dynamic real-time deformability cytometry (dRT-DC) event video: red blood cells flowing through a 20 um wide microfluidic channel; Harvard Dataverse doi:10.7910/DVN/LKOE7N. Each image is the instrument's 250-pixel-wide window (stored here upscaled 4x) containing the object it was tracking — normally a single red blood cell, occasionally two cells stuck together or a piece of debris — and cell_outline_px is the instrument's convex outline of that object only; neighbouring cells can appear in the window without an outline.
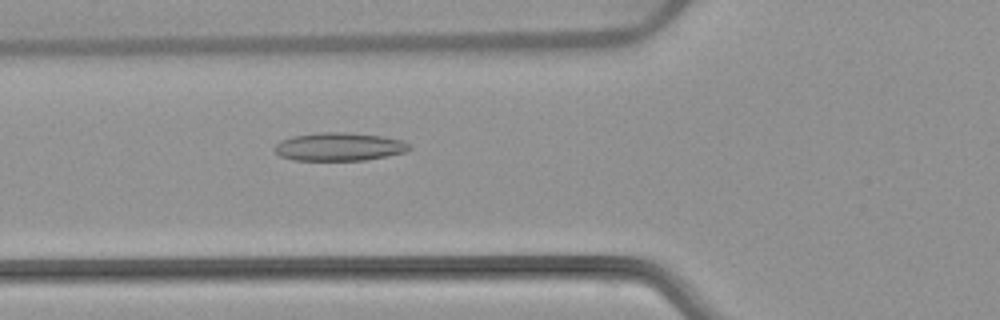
{"species": "common noctule bat (a hibernating species)", "species_latin": "Nyctalus noctula", "temperature_condition": "warm", "stored_images_in_passage": 50, "camera_frame_rate_fps": 3000, "um_per_image_px": 0.085, "animal": {"sex": "female", "body_mass_g": 22.7, "forearm_length_mm": 54.2}, "frame": {"image": 1, "passage_image": 17, "time_ms": 5.333, "image_size_px": [1000, 320], "cell_outline_px": [[412, 148], [404, 152], [364, 160], [292, 160], [280, 156], [272, 148], [280, 140], [292, 136], [320, 132], [348, 132], [380, 136], [404, 140]], "centroid_in_image_um": [28.79, 12.46], "position_along_channel_um": 97.0, "area_um2": 22.14}}
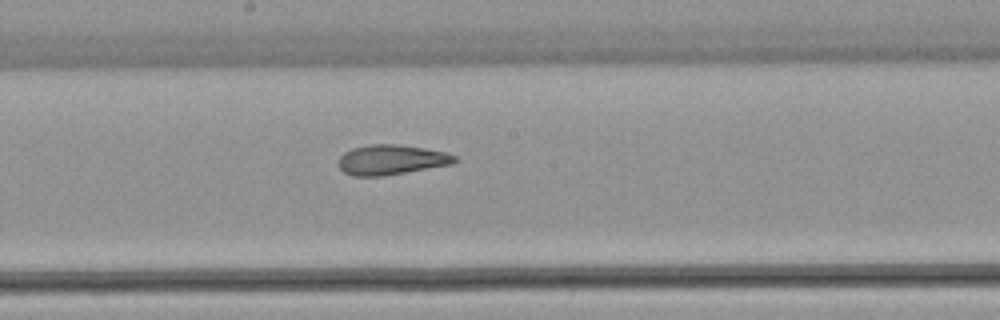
{"frame": {"image": 2, "passage_image": 26, "time_ms": 8.333, "image_size_px": [1000, 320], "cell_outline_px": [[460, 160], [452, 164], [384, 176], [352, 176], [344, 172], [336, 164], [340, 156], [344, 152], [352, 148], [368, 144], [400, 144], [424, 148], [444, 152], [456, 156]], "centroid_in_image_um": [33.24, 13.58], "position_along_channel_um": 215.0, "area_um2": 20.52}}
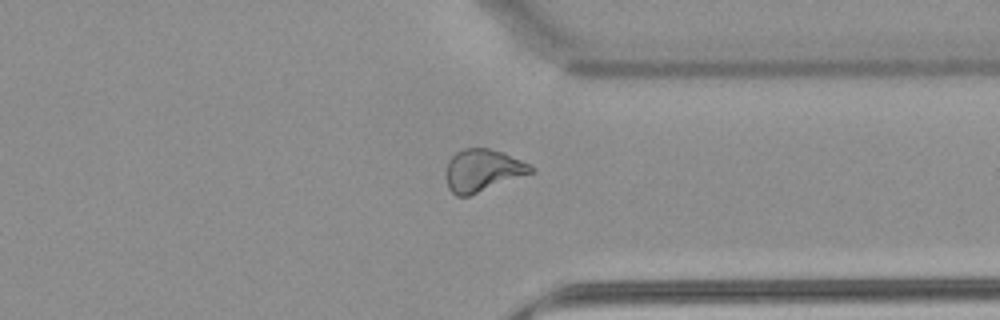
{"frame": {"image": 3, "passage_image": 38, "time_ms": 12.333, "image_size_px": [1000, 320], "cell_outline_px": [[536, 172], [468, 196], [456, 196], [448, 188], [444, 176], [448, 160], [456, 152], [464, 148], [488, 148], [504, 152], [532, 164], [536, 168]], "centroid_in_image_um": [41.05, 14.48], "position_along_channel_um": 370.3, "area_um2": 21.44}, "authors_computed_cell_mechanics": {"area_um2": 21.6172, "velocity_mm_per_s": 3.9206, "shape_relaxation_time_tau1_ms": null, "shape_relaxation_time_tau2_ms": 2.3663, "deformation_change_tau1": null, "deformation_change_tau2": 0.0942}}